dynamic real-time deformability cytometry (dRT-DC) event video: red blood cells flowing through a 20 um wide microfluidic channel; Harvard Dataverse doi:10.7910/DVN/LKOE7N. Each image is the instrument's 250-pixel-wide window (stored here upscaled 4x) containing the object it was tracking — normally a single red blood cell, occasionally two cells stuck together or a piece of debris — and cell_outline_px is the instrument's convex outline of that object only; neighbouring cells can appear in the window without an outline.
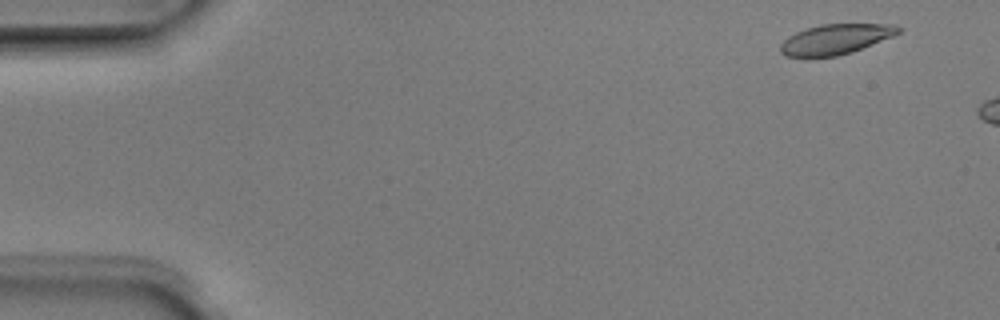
{"species": "Egyptian fruit bat (a non-hibernating species)", "species_latin": "Rousettus aegyptiacus", "temperature_condition": "room temperature", "stored_images_in_passage": 2, "camera_frame_rate_fps": 3000, "um_per_image_px": 0.085, "animal": {"sex": "male"}, "frame": {"image": 1, "passage_image": 1, "time_ms": 0.0, "image_size_px": [1000, 320], "cell_outline_px": [[904, 28], [900, 32], [892, 36], [852, 52], [836, 56], [784, 56], [780, 52], [780, 44], [788, 36], [796, 32], [820, 24], [892, 24]], "centroid_in_image_um": [71.02, 3.32], "position_along_channel_um": 14.0, "area_um2": 20.52}}